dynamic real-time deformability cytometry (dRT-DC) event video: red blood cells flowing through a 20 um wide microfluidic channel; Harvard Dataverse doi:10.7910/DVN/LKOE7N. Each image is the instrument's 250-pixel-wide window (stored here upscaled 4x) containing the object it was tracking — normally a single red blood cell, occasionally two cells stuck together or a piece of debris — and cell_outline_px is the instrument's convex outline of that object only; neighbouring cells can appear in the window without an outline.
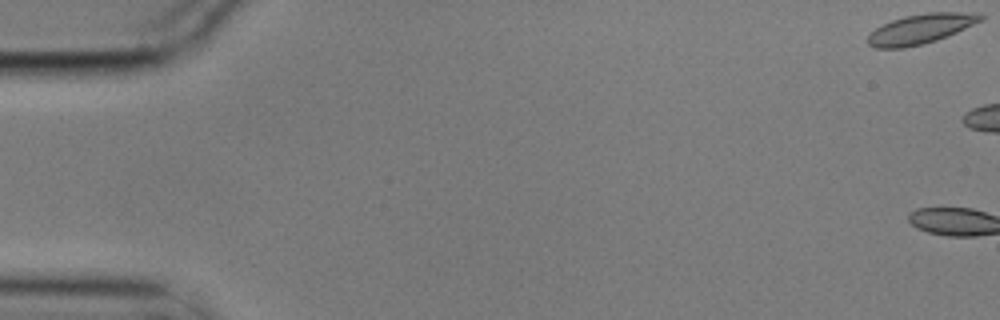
{"species": "common noctule bat (a hibernating species)", "species_latin": "Nyctalus noctula", "temperature_condition": "cold", "stored_images_in_passage": 16, "camera_frame_rate_fps": 3000, "um_per_image_px": 0.085, "animal": {"sex": "male", "body_mass_g": 17.9}, "frame": {"image": 1, "passage_image": 1, "time_ms": 0.0, "image_size_px": [1000, 320], "cell_outline_px": [[984, 20], [956, 32], [936, 40], [904, 48], [876, 48], [868, 44], [868, 36], [880, 24], [904, 16], [928, 12], [980, 12], [984, 16]], "centroid_in_image_um": [78.29, 2.43], "position_along_channel_um": 6.7, "area_um2": 19.59}}
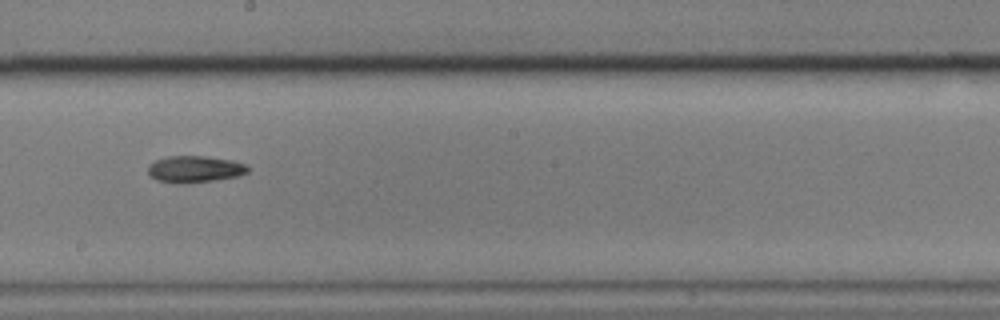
{"frame": {"image": 2, "passage_image": 10, "time_ms": 3.0, "image_size_px": [1000, 320], "cell_outline_px": [[248, 172], [240, 176], [212, 180], [180, 184], [176, 184], [156, 180], [148, 172], [148, 164], [156, 160], [168, 156], [204, 156], [232, 160], [248, 164]], "centroid_in_image_um": [16.56, 14.38], "position_along_channel_um": 231.6, "area_um2": 15.61}}
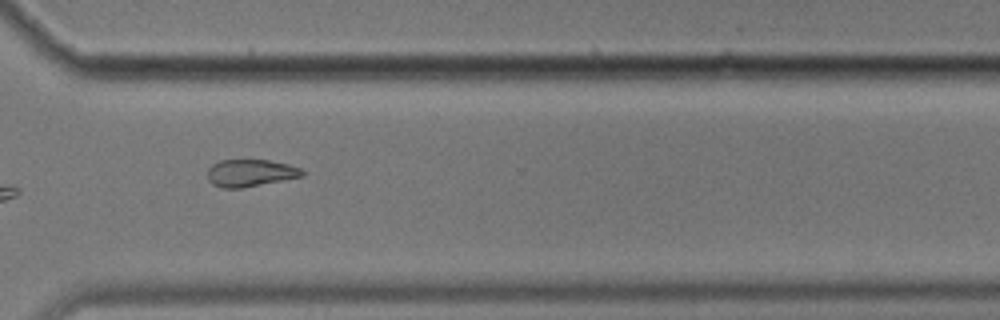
{"frame": {"image": 3, "passage_image": 13, "time_ms": 4.0, "image_size_px": [1000, 320], "cell_outline_px": [[304, 176], [240, 188], [224, 188], [212, 184], [208, 180], [208, 168], [212, 164], [220, 160], [268, 160], [288, 164], [300, 168], [304, 172]], "centroid_in_image_um": [21.26, 14.7], "position_along_channel_um": 349.3, "area_um2": 14.91}}